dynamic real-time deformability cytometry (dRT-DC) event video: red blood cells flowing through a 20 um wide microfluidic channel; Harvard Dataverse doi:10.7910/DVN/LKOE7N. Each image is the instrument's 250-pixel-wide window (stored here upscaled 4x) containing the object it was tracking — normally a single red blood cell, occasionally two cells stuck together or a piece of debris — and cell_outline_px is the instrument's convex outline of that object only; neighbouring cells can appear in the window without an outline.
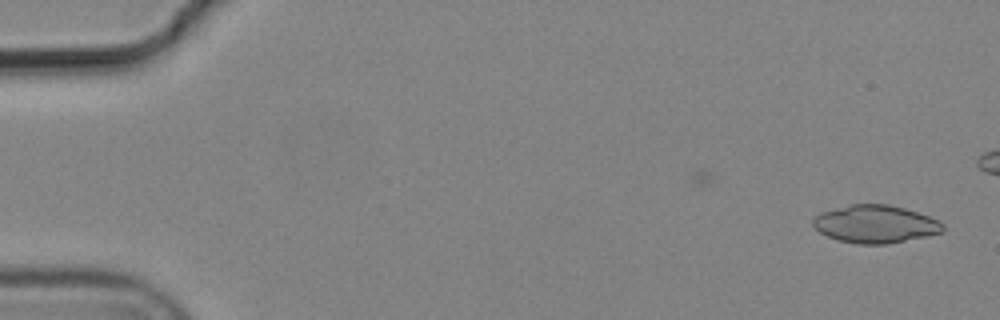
{"species": "common noctule bat (a hibernating species)", "species_latin": "Nyctalus noctula", "temperature_condition": "cold", "stored_images_in_passage": 2, "camera_frame_rate_fps": 3000, "um_per_image_px": 0.085, "animal": {"sex": "male", "body_mass_g": 19.2, "forearm_length_mm": 51.8}, "frame": {"image": 1, "passage_image": 2, "time_ms": 0.333, "image_size_px": [1000, 320], "cell_outline_px": [[944, 232], [928, 236], [888, 244], [860, 244], [840, 240], [828, 236], [820, 232], [812, 224], [812, 220], [820, 212], [852, 204], [888, 204], [904, 208], [940, 220], [944, 224]], "centroid_in_image_um": [74.44, 19.05], "position_along_channel_um": 10.6, "area_um2": 28.55}}